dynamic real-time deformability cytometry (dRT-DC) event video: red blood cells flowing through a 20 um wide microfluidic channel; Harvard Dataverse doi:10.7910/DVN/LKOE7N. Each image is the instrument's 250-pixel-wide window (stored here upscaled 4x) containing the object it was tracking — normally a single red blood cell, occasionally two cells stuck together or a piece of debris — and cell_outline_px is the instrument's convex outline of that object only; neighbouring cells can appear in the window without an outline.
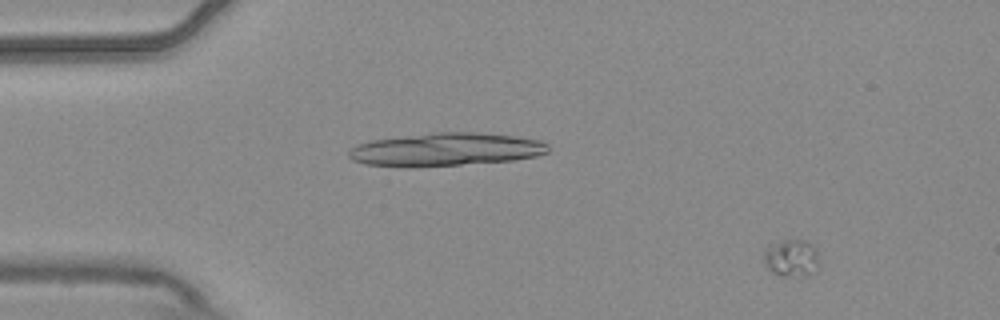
{"species": "common noctule bat (a hibernating species)", "species_latin": "Nyctalus noctula", "temperature_condition": "warm", "stored_images_in_passage": 4, "segment_of_instrument_passage": [1, 2], "camera_frame_rate_fps": 3000, "um_per_image_px": 0.085, "animal": {"sex": "male", "body_mass_g": 20.4}, "frame": {"image": 1, "passage_image": 1, "time_ms": 0.0, "image_size_px": [1000, 320], "cell_outline_px": [[816, 264], [808, 276], [784, 276], [772, 272], [764, 264], [764, 252], [768, 248], [784, 240], [804, 240], [812, 244], [816, 248]], "centroid_in_image_um": [67.25, 21.94], "position_along_channel_um": 17.8, "area_um2": 11.5}}